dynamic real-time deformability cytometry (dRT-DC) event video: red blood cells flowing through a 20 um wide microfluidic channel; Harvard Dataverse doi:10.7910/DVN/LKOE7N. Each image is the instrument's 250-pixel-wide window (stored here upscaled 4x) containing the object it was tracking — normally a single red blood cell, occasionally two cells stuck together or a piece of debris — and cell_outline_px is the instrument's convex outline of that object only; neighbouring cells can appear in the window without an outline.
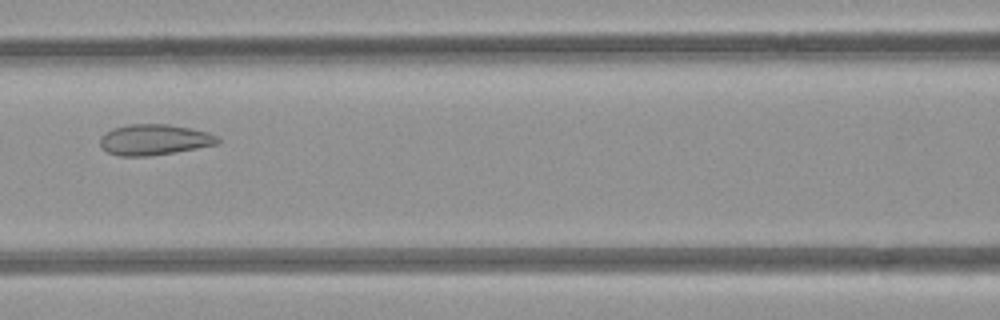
{"species": "common noctule bat (a hibernating species)", "species_latin": "Nyctalus noctula", "temperature_condition": "room temperature", "stored_images_in_passage": 7, "camera_frame_rate_fps": 3000, "um_per_image_px": 0.085, "animal": {"sex": "female", "body_mass_g": 21.9}, "frame": {"image": 1, "passage_image": 7, "time_ms": 7.0, "image_size_px": [1000, 320], "cell_outline_px": [[220, 140], [216, 144], [196, 148], [148, 156], [120, 156], [108, 152], [100, 148], [100, 136], [112, 128], [128, 124], [168, 124], [208, 132], [220, 136]], "centroid_in_image_um": [13.07, 11.87], "position_along_channel_um": 153.5, "area_um2": 21.04}}